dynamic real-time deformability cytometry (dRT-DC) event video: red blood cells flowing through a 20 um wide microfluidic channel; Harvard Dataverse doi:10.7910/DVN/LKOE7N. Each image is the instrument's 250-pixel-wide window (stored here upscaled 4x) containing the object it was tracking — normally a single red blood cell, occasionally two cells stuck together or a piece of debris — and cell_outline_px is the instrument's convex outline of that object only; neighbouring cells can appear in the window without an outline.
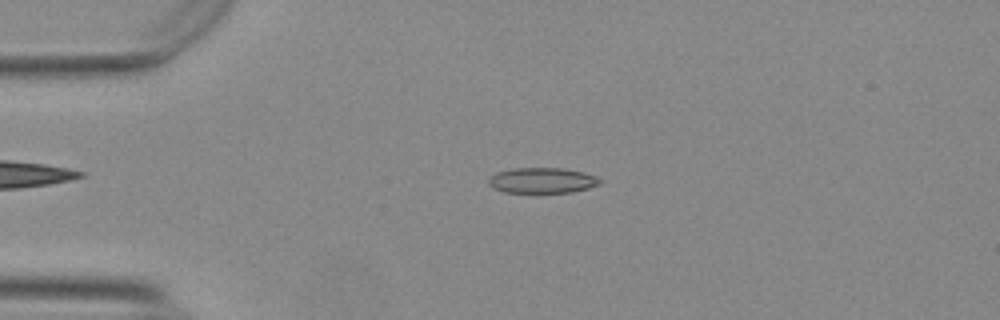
{"species": "Egyptian fruit bat (a non-hibernating species)", "species_latin": "Rousettus aegyptiacus", "temperature_condition": "warm", "stored_images_in_passage": 53, "camera_frame_rate_fps": 3000, "um_per_image_px": 0.085, "animal": {"sex": "female"}, "frame": {"image": 1, "passage_image": 11, "time_ms": 3.333, "image_size_px": [1000, 320], "cell_outline_px": [[600, 184], [588, 188], [572, 192], [504, 192], [492, 188], [488, 184], [488, 180], [496, 172], [512, 168], [564, 168], [584, 172], [596, 176], [600, 180]], "centroid_in_image_um": [46.07, 15.33], "position_along_channel_um": 38.9, "area_um2": 16.53}}
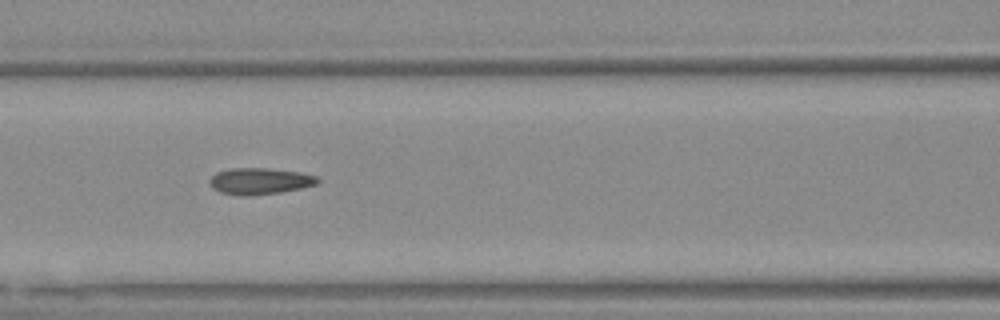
{"frame": {"image": 2, "passage_image": 22, "time_ms": 7.0, "image_size_px": [1000, 320], "cell_outline_px": [[320, 180], [316, 184], [300, 188], [280, 192], [248, 196], [240, 196], [220, 192], [212, 188], [208, 180], [216, 172], [232, 168], [264, 168], [300, 172], [316, 176]], "centroid_in_image_um": [22.04, 15.4], "position_along_channel_um": 144.6, "area_um2": 16.59}}
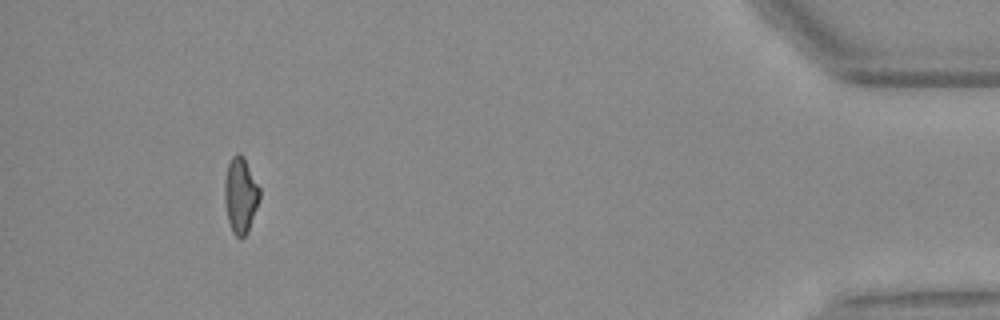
{"frame": {"image": 3, "passage_image": 49, "time_ms": 16.0, "image_size_px": [1000, 320], "cell_outline_px": [[260, 200], [248, 232], [244, 236], [236, 236], [232, 232], [228, 220], [224, 204], [224, 180], [228, 164], [232, 156], [244, 156], [260, 188]], "centroid_in_image_um": [20.44, 16.61], "position_along_channel_um": 414.8, "area_um2": 15.55}, "authors_computed_cell_mechanics": {"area_um2": 16.2418, "velocity_mm_per_s": 3.7488, "shape_relaxation_time_tau1_ms": 9.6457, "shape_relaxation_time_tau2_ms": 1.471, "deformation_change_tau1": 0.2095, "deformation_change_tau2": 0.0775}}